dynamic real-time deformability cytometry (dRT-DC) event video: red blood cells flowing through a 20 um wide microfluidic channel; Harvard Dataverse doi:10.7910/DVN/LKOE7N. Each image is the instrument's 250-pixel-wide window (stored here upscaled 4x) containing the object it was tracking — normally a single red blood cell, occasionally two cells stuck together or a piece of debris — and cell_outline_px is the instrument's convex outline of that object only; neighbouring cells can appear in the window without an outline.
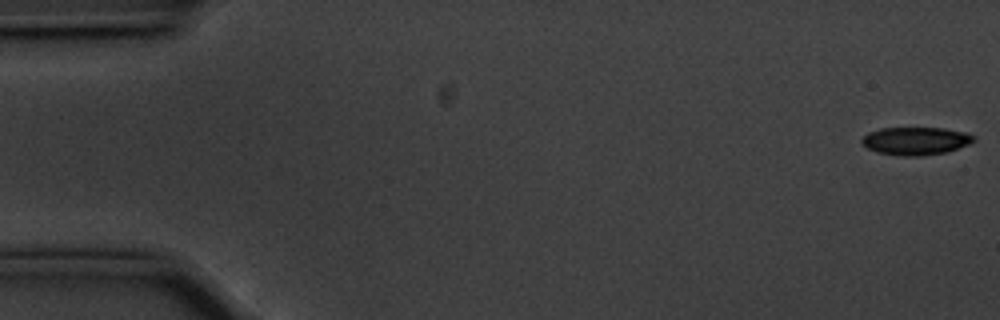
{"species": "common noctule bat (a hibernating species)", "species_latin": "Nyctalus noctula", "temperature_condition": "cold", "stored_images_in_passage": 56, "camera_frame_rate_fps": 3000, "um_per_image_px": 0.085, "animal": {"sex": "male", "body_mass_g": 20.1, "forearm_length_mm": 53.5}, "frame": {"image": 1, "passage_image": 1, "time_ms": 0.0, "image_size_px": [1000, 320], "cell_outline_px": [[976, 140], [968, 144], [948, 152], [920, 156], [904, 156], [876, 152], [860, 144], [860, 140], [868, 132], [880, 128], [944, 128], [964, 132], [976, 136]], "centroid_in_image_um": [77.82, 11.98], "position_along_channel_um": 7.2, "area_um2": 18.32}}
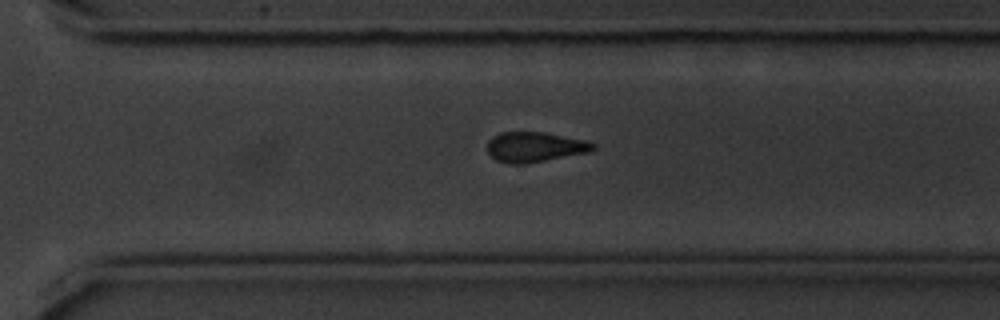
{"frame": {"image": 2, "passage_image": 39, "time_ms": 12.667, "image_size_px": [1000, 320], "cell_outline_px": [[596, 148], [588, 152], [524, 164], [508, 164], [496, 160], [488, 152], [488, 140], [492, 136], [500, 132], [544, 132], [588, 140], [596, 144]], "centroid_in_image_um": [45.46, 12.48], "position_along_channel_um": 325.1, "area_um2": 18.61}}
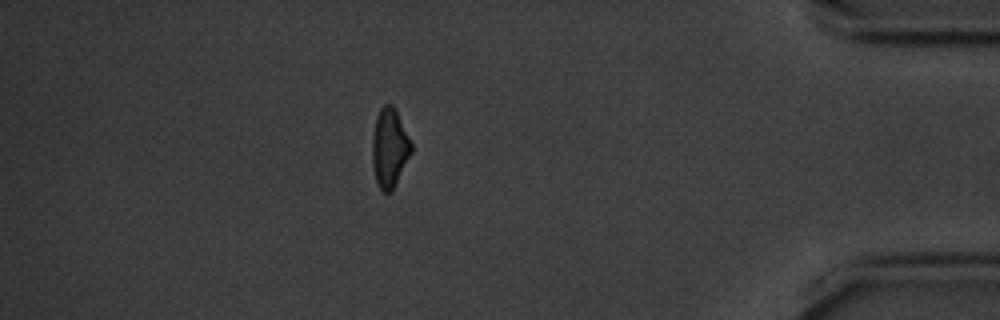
{"frame": {"image": 3, "passage_image": 49, "time_ms": 16.0, "image_size_px": [1000, 320], "cell_outline_px": [[412, 152], [392, 192], [384, 192], [380, 188], [376, 180], [372, 168], [372, 136], [376, 116], [380, 108], [384, 104], [392, 104], [396, 108], [412, 144]], "centroid_in_image_um": [33.11, 12.55], "position_along_channel_um": 402.1, "area_um2": 18.21}, "authors_computed_cell_mechanics": {"area_um2": 19.1318, "velocity_mm_per_s": 3.5697, "shape_relaxation_time_tau1_ms": 3.074, "shape_relaxation_time_tau2_ms": null, "deformation_change_tau1": 0.093, "deformation_change_tau2": null}}